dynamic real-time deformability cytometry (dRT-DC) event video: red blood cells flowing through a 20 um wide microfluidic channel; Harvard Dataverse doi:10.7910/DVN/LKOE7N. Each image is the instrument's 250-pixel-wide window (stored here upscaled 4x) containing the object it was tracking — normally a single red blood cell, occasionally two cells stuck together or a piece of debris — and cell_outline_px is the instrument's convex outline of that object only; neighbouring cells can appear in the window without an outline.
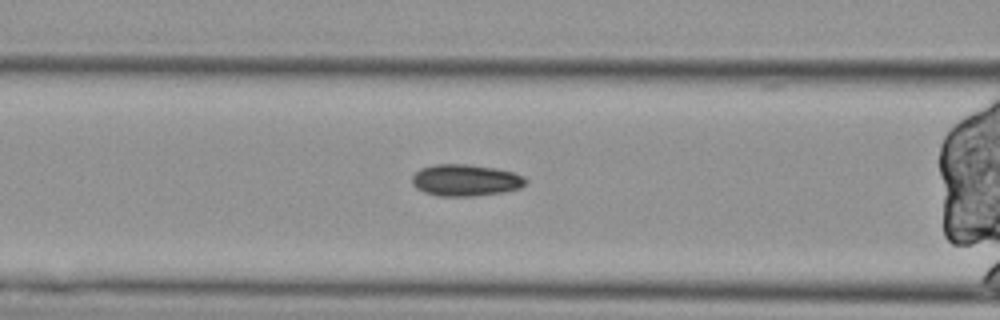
{"species": "Egyptian fruit bat (a non-hibernating species)", "species_latin": "Rousettus aegyptiacus", "temperature_condition": "cold", "stored_images_in_passage": 37, "segment_of_instrument_passage": [2, 2], "camera_frame_rate_fps": 3000, "um_per_image_px": 0.085, "animal": {"sex": "female"}, "frame": {"image": 1, "passage_image": 11, "time_ms": 3.333, "image_size_px": [1000, 320], "cell_outline_px": [[528, 184], [520, 188], [504, 192], [472, 196], [440, 196], [424, 192], [416, 188], [412, 184], [412, 176], [420, 168], [436, 164], [464, 164], [496, 168], [512, 172], [524, 176], [528, 180]], "centroid_in_image_um": [39.59, 15.32], "position_along_channel_um": 127.0, "area_um2": 21.1}}
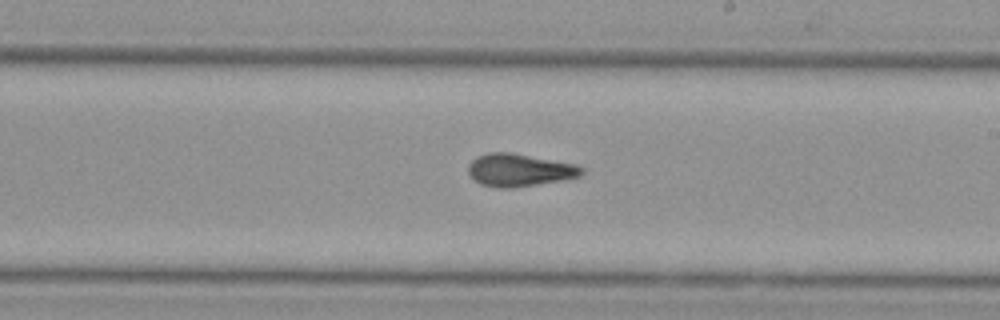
{"frame": {"image": 2, "passage_image": 21, "time_ms": 6.667, "image_size_px": [1000, 320], "cell_outline_px": [[584, 172], [580, 176], [560, 180], [512, 188], [500, 188], [480, 184], [468, 172], [468, 164], [476, 156], [488, 152], [512, 152], [576, 164], [584, 168]], "centroid_in_image_um": [44.14, 14.44], "position_along_channel_um": 244.9, "area_um2": 21.56}}
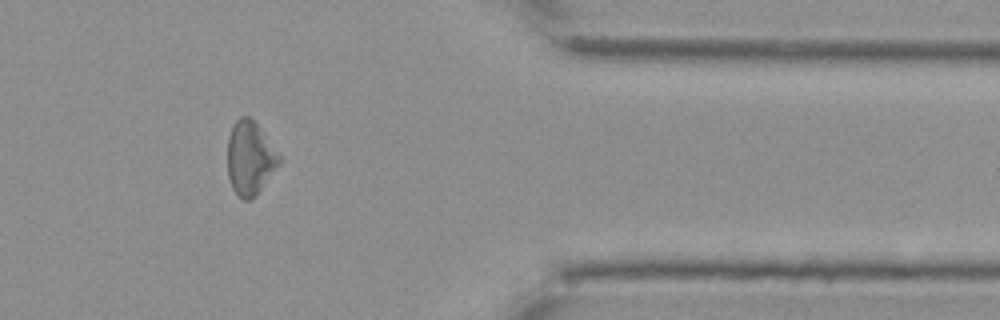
{"frame": {"image": 3, "passage_image": 35, "time_ms": 11.333, "image_size_px": [1000, 320], "cell_outline_px": [[280, 164], [256, 196], [248, 200], [244, 200], [232, 188], [228, 176], [228, 136], [236, 120], [240, 116], [248, 116], [260, 128], [280, 156]], "centroid_in_image_um": [21.25, 13.45], "position_along_channel_um": 390.2, "area_um2": 21.91}}